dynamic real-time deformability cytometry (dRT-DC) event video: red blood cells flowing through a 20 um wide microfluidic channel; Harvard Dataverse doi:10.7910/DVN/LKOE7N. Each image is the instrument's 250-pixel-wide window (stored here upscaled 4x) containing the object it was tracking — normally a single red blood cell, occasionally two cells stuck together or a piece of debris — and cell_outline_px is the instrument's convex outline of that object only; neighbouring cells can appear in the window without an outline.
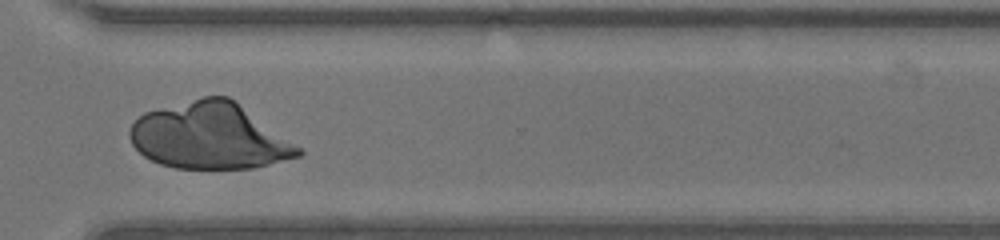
{"species": "human", "species_latin": "Homo sapiens", "temperature_condition": "warm", "stored_images_in_passage": 30, "camera_frame_rate_fps": 3000, "um_per_image_px": 0.085, "donor": {"sex": "male"}, "frame": {"image": 1, "passage_image": 27, "time_ms": 8.667, "image_size_px": [1000, 240], "cell_outline_px": [[304, 152], [300, 156], [252, 168], [212, 172], [176, 168], [160, 164], [144, 156], [132, 144], [128, 136], [128, 132], [132, 124], [144, 112], [204, 96], [228, 96], [300, 148]], "centroid_in_image_um": [17.77, 11.62], "position_along_channel_um": 352.8, "area_um2": 65.26}}